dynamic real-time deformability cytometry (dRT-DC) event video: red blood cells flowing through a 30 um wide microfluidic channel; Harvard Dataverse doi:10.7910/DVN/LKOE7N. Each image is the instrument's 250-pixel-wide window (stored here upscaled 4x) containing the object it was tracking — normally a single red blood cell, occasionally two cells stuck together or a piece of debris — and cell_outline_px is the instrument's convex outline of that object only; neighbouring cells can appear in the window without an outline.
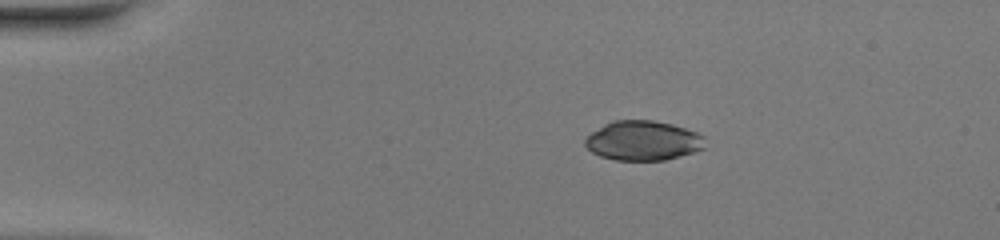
{"species": "common noctule bat (a hibernating species)", "species_latin": "Nyctalus noctula", "temperature_condition": "warm", "stored_images_in_passage": 41, "camera_frame_rate_fps": 3000, "um_per_image_px": 0.085, "animal": {"sex": "female", "body_mass_g": 20.0, "forearm_length_mm": 54.0}, "frame": {"image": 1, "passage_image": 1, "time_ms": 0.0, "image_size_px": [1000, 240], "cell_outline_px": [[704, 148], [692, 152], [664, 160], [616, 160], [600, 156], [592, 152], [584, 144], [584, 140], [592, 132], [604, 124], [616, 120], [652, 120], [672, 124], [696, 132], [704, 136]], "centroid_in_image_um": [54.64, 11.95], "position_along_channel_um": 30.4, "area_um2": 27.46}}
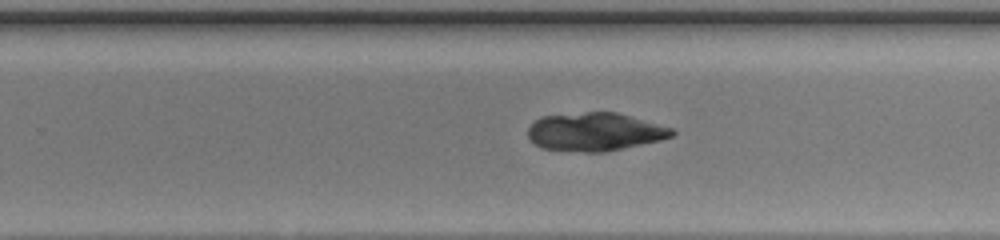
{"frame": {"image": 2, "passage_image": 24, "time_ms": 7.667, "image_size_px": [1000, 240], "cell_outline_px": [[676, 132], [672, 136], [660, 140], [604, 152], [584, 152], [540, 148], [532, 144], [528, 140], [528, 128], [540, 116], [584, 112], [616, 112], [676, 128]], "centroid_in_image_um": [50.55, 11.2], "position_along_channel_um": 279.2, "area_um2": 32.37}}
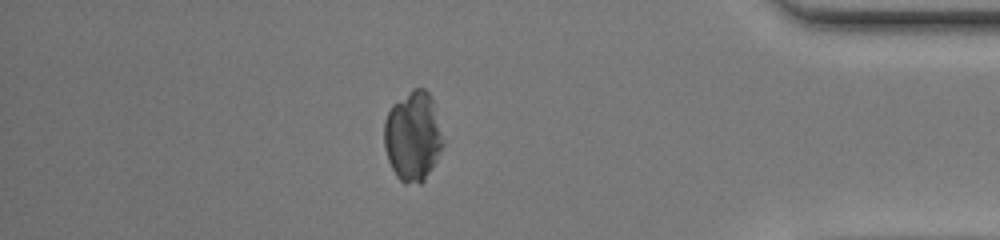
{"frame": {"image": 3, "passage_image": 35, "time_ms": 11.333, "image_size_px": [1000, 240], "cell_outline_px": [[444, 144], [436, 160], [424, 180], [420, 184], [404, 184], [396, 176], [388, 160], [384, 148], [384, 120], [392, 104], [412, 88], [424, 88], [428, 92], [432, 100]], "centroid_in_image_um": [35.06, 11.59], "position_along_channel_um": 400.1, "area_um2": 30.69}}